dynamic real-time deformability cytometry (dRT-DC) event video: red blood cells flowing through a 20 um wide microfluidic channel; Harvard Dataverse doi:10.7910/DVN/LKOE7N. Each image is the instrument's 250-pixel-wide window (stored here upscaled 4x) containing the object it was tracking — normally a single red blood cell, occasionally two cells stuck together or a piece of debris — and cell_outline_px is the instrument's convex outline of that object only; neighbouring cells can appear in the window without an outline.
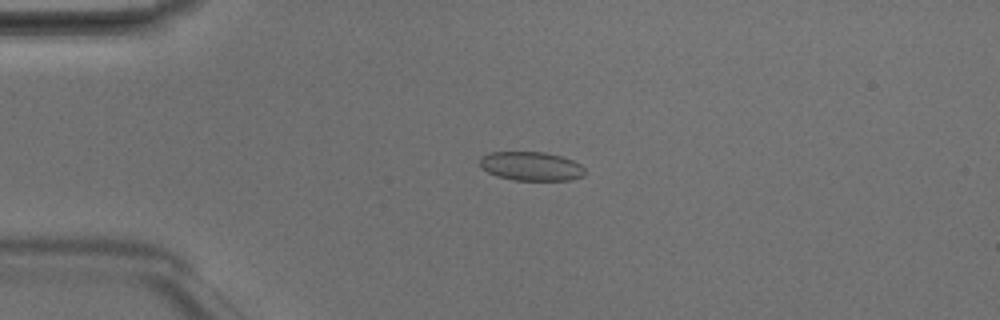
{"species": "Egyptian fruit bat (a non-hibernating species)", "species_latin": "Rousettus aegyptiacus", "temperature_condition": "room temperature", "stored_images_in_passage": 5, "camera_frame_rate_fps": 3000, "um_per_image_px": 0.085, "animal": {"sex": "male"}, "frame": {"image": 1, "passage_image": 3, "time_ms": 0.667, "image_size_px": [1000, 320], "cell_outline_px": [[584, 176], [568, 180], [512, 180], [496, 176], [480, 168], [480, 156], [488, 152], [544, 152], [560, 156], [572, 160], [580, 164], [584, 168]], "centroid_in_image_um": [45.1, 14.13], "position_along_channel_um": 39.9, "area_um2": 17.8}}